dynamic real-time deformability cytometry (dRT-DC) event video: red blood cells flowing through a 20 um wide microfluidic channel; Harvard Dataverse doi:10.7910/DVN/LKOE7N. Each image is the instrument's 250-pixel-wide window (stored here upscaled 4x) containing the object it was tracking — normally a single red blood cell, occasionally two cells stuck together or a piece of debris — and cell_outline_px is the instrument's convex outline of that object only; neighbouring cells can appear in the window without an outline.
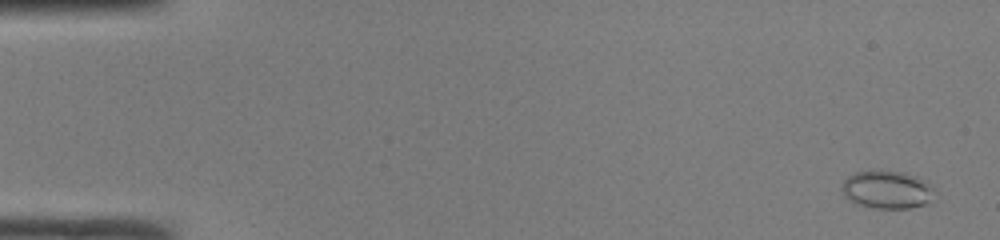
{"species": "common noctule bat (a hibernating species)", "species_latin": "Nyctalus noctula", "temperature_condition": "room temperature", "stored_images_in_passage": 50, "camera_frame_rate_fps": 3000, "um_per_image_px": 0.085, "animal": {"sex": "male", "body_mass_g": 19.0, "forearm_length_mm": 50.8}, "frame": {"image": 1, "passage_image": 3, "time_ms": 0.667, "image_size_px": [1000, 240], "cell_outline_px": [[932, 188], [928, 200], [924, 204], [908, 208], [876, 208], [860, 204], [852, 200], [840, 188], [844, 180], [848, 176], [856, 172], [904, 172], [916, 176], [924, 180]], "centroid_in_image_um": [75.37, 16.12], "position_along_channel_um": 9.6, "area_um2": 19.48}}
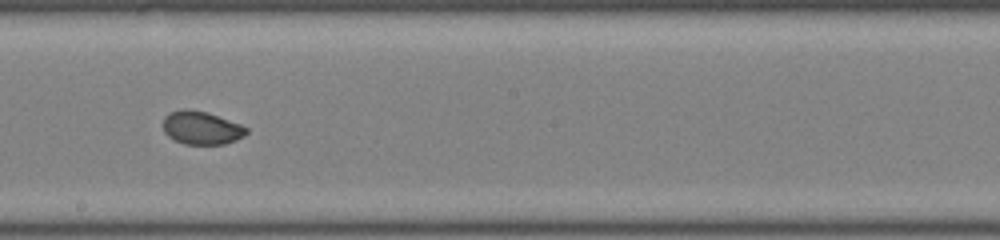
{"frame": {"image": 2, "passage_image": 29, "time_ms": 9.333, "image_size_px": [1000, 240], "cell_outline_px": [[248, 132], [244, 136], [236, 140], [224, 144], [184, 144], [168, 136], [164, 132], [164, 116], [168, 112], [184, 108], [208, 112], [240, 124], [248, 128]], "centroid_in_image_um": [17.12, 10.85], "position_along_channel_um": 231.1, "area_um2": 16.18}}
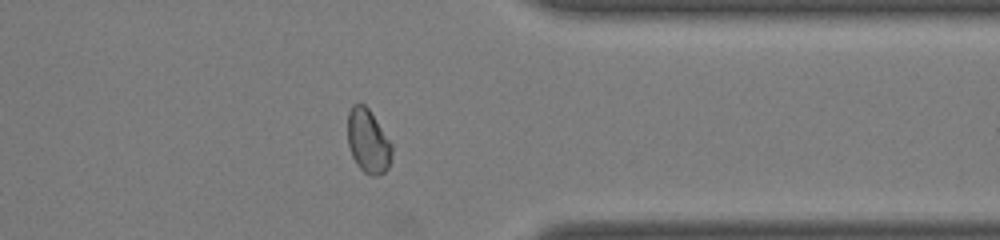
{"frame": {"image": 3, "passage_image": 40, "time_ms": 13.0, "image_size_px": [1000, 240], "cell_outline_px": [[392, 156], [388, 168], [384, 172], [376, 176], [372, 176], [364, 172], [356, 164], [352, 156], [348, 144], [348, 112], [352, 104], [364, 104], [368, 108], [392, 144]], "centroid_in_image_um": [31.28, 12.01], "position_along_channel_um": 380.1, "area_um2": 16.42}, "authors_computed_cell_mechanics": {"area_um2": 17.3111, "velocity_mm_per_s": 4.2328, "shape_relaxation_time_tau1_ms": 4.9746, "shape_relaxation_time_tau2_ms": null, "deformation_change_tau1": 0.1384, "deformation_change_tau2": null}}